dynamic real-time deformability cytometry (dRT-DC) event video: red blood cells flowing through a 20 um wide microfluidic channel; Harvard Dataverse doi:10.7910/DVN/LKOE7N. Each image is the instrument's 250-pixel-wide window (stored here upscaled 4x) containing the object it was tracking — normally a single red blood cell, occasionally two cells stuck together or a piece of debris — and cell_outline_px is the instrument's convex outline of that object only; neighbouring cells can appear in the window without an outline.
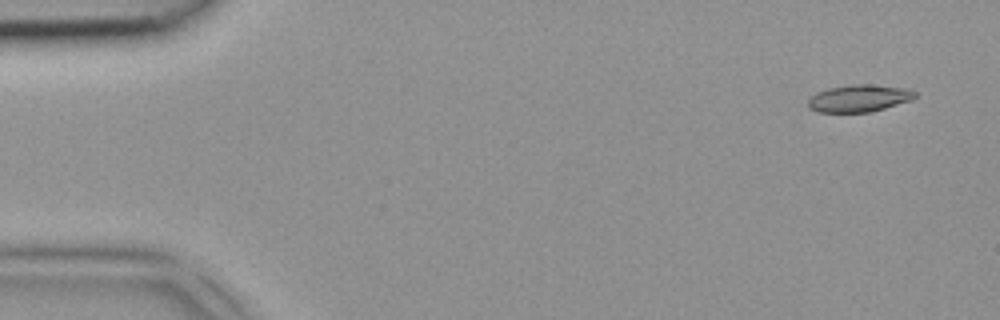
{"species": "common noctule bat (a hibernating species)", "species_latin": "Nyctalus noctula", "temperature_condition": "room temperature", "stored_images_in_passage": 4, "camera_frame_rate_fps": 3000, "um_per_image_px": 0.085, "animal": {"sex": "female", "body_mass_g": 18.4}, "frame": {"image": 1, "passage_image": 1, "time_ms": 0.0, "image_size_px": [1000, 320], "cell_outline_px": [[916, 96], [912, 100], [872, 112], [816, 112], [808, 108], [808, 100], [816, 92], [828, 88], [852, 84], [868, 84], [908, 88], [916, 92]], "centroid_in_image_um": [73.02, 8.35], "position_along_channel_um": 12.0, "area_um2": 17.11}}
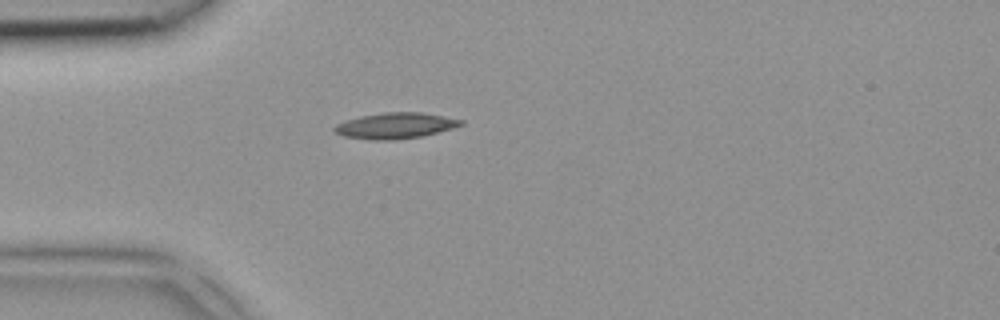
{"frame": {"image": 2, "passage_image": 4, "time_ms": 1.0, "image_size_px": [1000, 320], "cell_outline_px": [[464, 124], [452, 128], [420, 136], [392, 140], [368, 140], [344, 136], [336, 132], [332, 128], [336, 124], [344, 120], [360, 116], [384, 112], [420, 112], [464, 120]], "centroid_in_image_um": [33.55, 10.67], "position_along_channel_um": 51.4, "area_um2": 18.96}}